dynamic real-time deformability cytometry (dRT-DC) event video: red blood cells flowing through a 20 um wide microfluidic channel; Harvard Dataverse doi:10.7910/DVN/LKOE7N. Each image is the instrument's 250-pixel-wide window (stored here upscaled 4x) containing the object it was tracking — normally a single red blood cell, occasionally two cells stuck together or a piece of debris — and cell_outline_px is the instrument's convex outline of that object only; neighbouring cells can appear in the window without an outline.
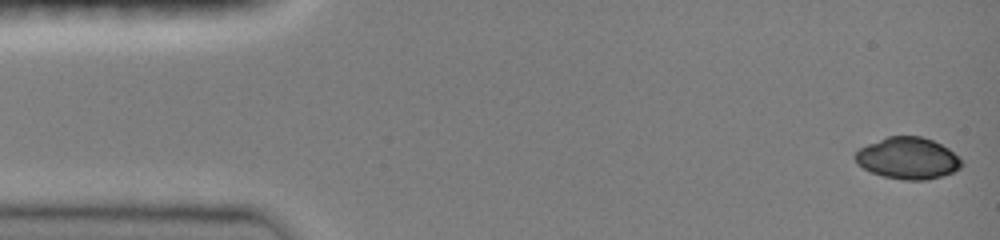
{"species": "common noctule bat (a hibernating species)", "species_latin": "Nyctalus noctula", "temperature_condition": "room temperature", "stored_images_in_passage": 47, "camera_frame_rate_fps": 3000, "um_per_image_px": 0.085, "animal": {"sex": "female", "body_mass_g": 19.0, "forearm_length_mm": 51.5}, "frame": {"image": 1, "passage_image": 1, "time_ms": 0.0, "image_size_px": [1000, 240], "cell_outline_px": [[964, 164], [960, 168], [952, 172], [940, 176], [924, 180], [904, 180], [884, 176], [872, 172], [856, 164], [852, 156], [860, 148], [868, 144], [888, 136], [920, 136], [932, 140], [948, 148], [960, 156]], "centroid_in_image_um": [77.16, 13.45], "position_along_channel_um": 7.8, "area_um2": 25.84}}
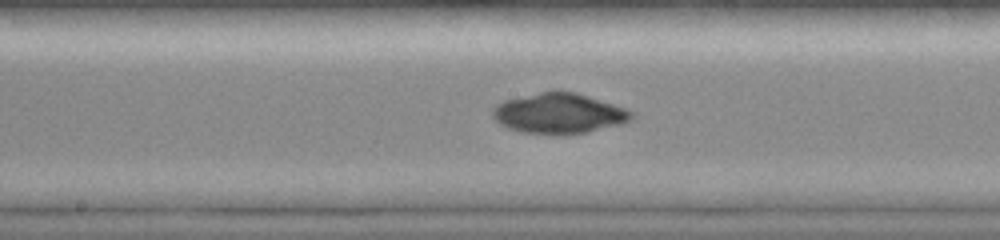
{"frame": {"image": 2, "passage_image": 24, "time_ms": 7.667, "image_size_px": [1000, 240], "cell_outline_px": [[636, 116], [632, 120], [620, 124], [588, 132], [564, 136], [560, 136], [524, 132], [508, 128], [500, 124], [492, 116], [492, 108], [496, 104], [504, 100], [552, 88], [576, 92], [628, 108]], "centroid_in_image_um": [47.53, 9.62], "position_along_channel_um": 200.7, "area_um2": 33.64}}
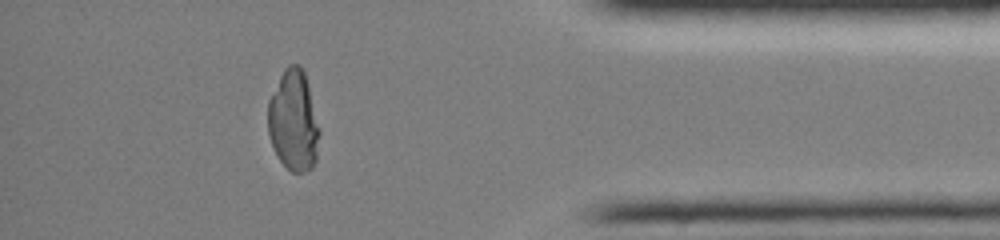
{"frame": {"image": 3, "passage_image": 41, "time_ms": 13.333, "image_size_px": [1000, 240], "cell_outline_px": [[320, 132], [316, 160], [312, 168], [304, 172], [292, 172], [276, 156], [268, 132], [268, 100], [284, 68], [288, 64], [300, 64], [304, 72], [308, 84], [320, 128]], "centroid_in_image_um": [24.96, 10.26], "position_along_channel_um": 410.2, "area_um2": 30.4}}